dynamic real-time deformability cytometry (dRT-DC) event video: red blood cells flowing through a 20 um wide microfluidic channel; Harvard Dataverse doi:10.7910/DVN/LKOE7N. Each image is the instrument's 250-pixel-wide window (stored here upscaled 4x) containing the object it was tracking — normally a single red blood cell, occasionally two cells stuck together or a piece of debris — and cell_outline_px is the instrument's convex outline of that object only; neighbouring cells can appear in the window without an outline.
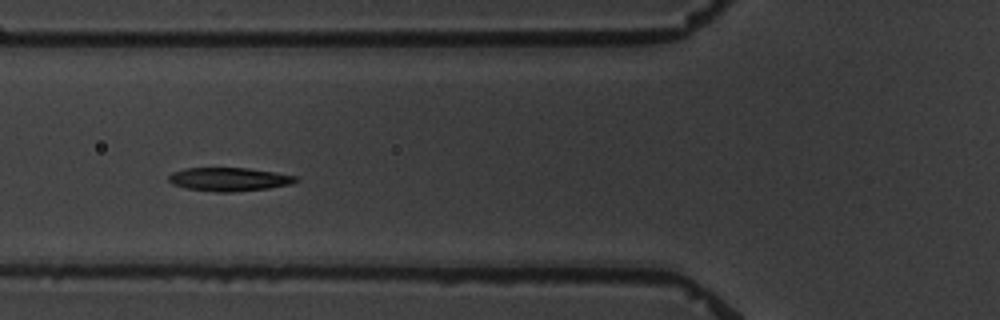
{"species": "common noctule bat (a hibernating species)", "species_latin": "Nyctalus noctula", "temperature_condition": "warm", "stored_images_in_passage": 6, "camera_frame_rate_fps": 3000, "um_per_image_px": 0.085, "animal": {"sex": "male", "body_mass_g": 19.5, "forearm_length_mm": 54.6}, "frame": {"image": 1, "passage_image": 5, "time_ms": 4.667, "image_size_px": [1000, 320], "cell_outline_px": [[300, 180], [292, 184], [268, 188], [232, 192], [216, 192], [184, 188], [172, 184], [168, 180], [168, 176], [172, 172], [184, 168], [248, 168], [296, 176]], "centroid_in_image_um": [19.44, 15.24], "position_along_channel_um": 106.4, "area_um2": 17.46}}
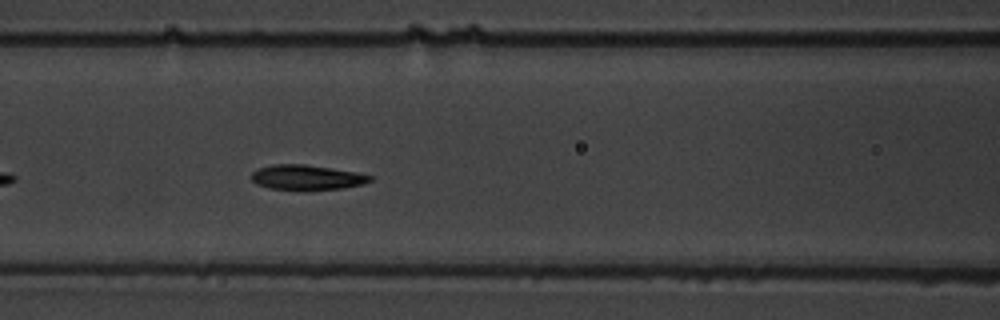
{"frame": {"image": 2, "passage_image": 6, "time_ms": 5.667, "image_size_px": [1000, 320], "cell_outline_px": [[372, 180], [364, 184], [344, 188], [272, 188], [256, 184], [252, 180], [252, 172], [260, 168], [272, 164], [304, 164], [332, 168], [356, 172], [372, 176]], "centroid_in_image_um": [26.1, 15.04], "position_along_channel_um": 140.5, "area_um2": 16.65}}